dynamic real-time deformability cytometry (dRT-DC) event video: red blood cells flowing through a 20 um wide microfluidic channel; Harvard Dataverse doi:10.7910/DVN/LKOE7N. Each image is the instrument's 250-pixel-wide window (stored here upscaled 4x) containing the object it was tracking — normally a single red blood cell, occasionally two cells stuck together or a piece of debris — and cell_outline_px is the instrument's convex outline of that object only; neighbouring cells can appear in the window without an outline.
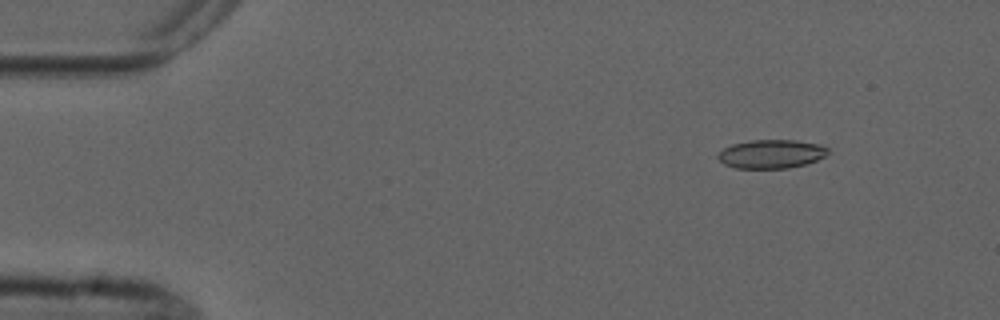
{"species": "common noctule bat (a hibernating species)", "species_latin": "Nyctalus noctula", "temperature_condition": "cold", "stored_images_in_passage": 5, "camera_frame_rate_fps": 3000, "um_per_image_px": 0.085, "animal": {"sex": "male", "forearm_length_mm": 52.5}, "frame": {"image": 1, "passage_image": 2, "time_ms": 1.0, "image_size_px": [1000, 320], "cell_outline_px": [[828, 152], [824, 156], [816, 160], [804, 164], [788, 168], [736, 168], [724, 164], [716, 156], [724, 148], [732, 144], [752, 140], [796, 140], [820, 144], [828, 148]], "centroid_in_image_um": [65.55, 13.08], "position_along_channel_um": 19.4, "area_um2": 18.26}}
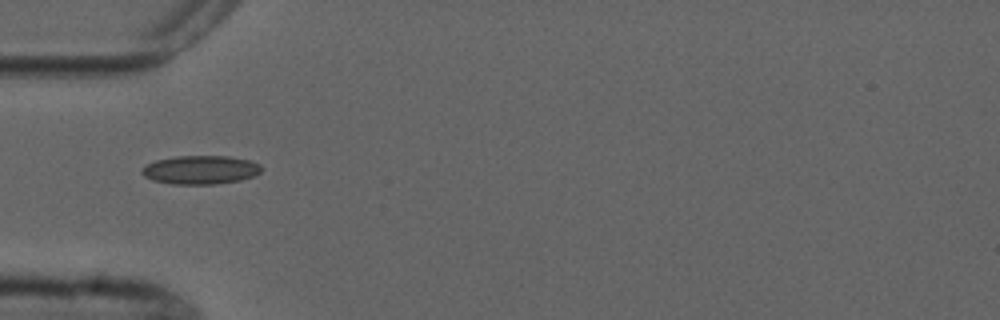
{"frame": {"image": 2, "passage_image": 5, "time_ms": 4.667, "image_size_px": [1000, 320], "cell_outline_px": [[264, 168], [260, 172], [252, 176], [240, 180], [212, 184], [172, 184], [152, 180], [144, 176], [140, 172], [148, 164], [156, 160], [176, 156], [228, 156], [248, 160], [260, 164]], "centroid_in_image_um": [17.05, 14.43], "position_along_channel_um": 68.0, "area_um2": 19.83}}